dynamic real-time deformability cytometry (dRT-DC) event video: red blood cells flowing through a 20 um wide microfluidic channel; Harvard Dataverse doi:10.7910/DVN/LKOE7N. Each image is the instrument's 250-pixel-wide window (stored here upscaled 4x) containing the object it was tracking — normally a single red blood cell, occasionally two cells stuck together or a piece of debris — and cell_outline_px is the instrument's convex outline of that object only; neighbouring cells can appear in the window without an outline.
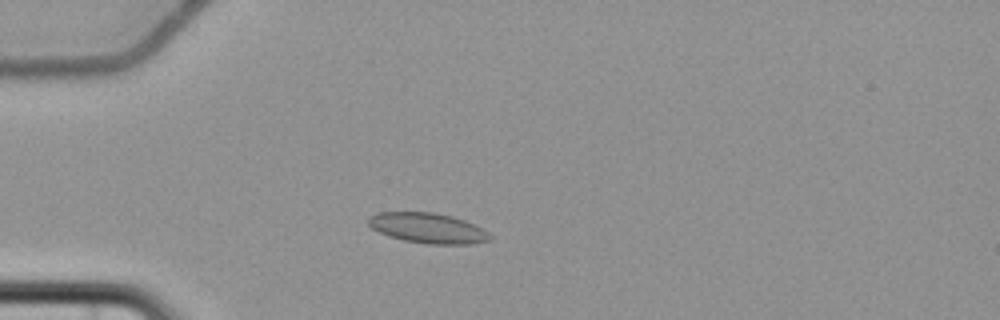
{"species": "common noctule bat (a hibernating species)", "species_latin": "Nyctalus noctula", "temperature_condition": "cold", "stored_images_in_passage": 5, "camera_frame_rate_fps": 3000, "um_per_image_px": 0.085, "animal": {"sex": "female", "body_mass_g": 22.7, "forearm_length_mm": 54.2}, "frame": {"image": 1, "passage_image": 4, "time_ms": 3.333, "image_size_px": [1000, 320], "cell_outline_px": [[492, 240], [472, 244], [428, 244], [404, 240], [388, 236], [372, 228], [368, 224], [368, 216], [380, 212], [432, 212], [452, 216], [464, 220], [488, 232], [492, 236]], "centroid_in_image_um": [36.36, 19.39], "position_along_channel_um": 48.6, "area_um2": 21.39}}